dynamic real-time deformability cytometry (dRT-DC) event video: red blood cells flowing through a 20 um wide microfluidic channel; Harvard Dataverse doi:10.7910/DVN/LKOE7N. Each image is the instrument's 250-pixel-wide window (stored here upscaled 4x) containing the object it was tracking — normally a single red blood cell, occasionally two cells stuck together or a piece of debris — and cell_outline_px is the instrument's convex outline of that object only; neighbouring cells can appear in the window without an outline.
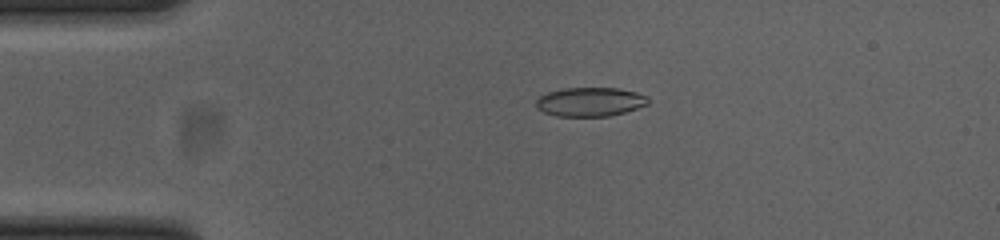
{"species": "common noctule bat (a hibernating species)", "species_latin": "Nyctalus noctula", "temperature_condition": "cold", "stored_images_in_passage": 52, "camera_frame_rate_fps": 3000, "um_per_image_px": 0.085, "animal": {"sex": "female", "body_mass_g": 23.0, "forearm_length_mm": 53.4}, "frame": {"image": 1, "passage_image": 11, "time_ms": 3.333, "image_size_px": [1000, 240], "cell_outline_px": [[648, 104], [624, 112], [608, 116], [556, 116], [544, 112], [536, 108], [536, 100], [540, 96], [548, 92], [564, 88], [616, 88], [636, 92], [648, 96]], "centroid_in_image_um": [50.14, 8.65], "position_along_channel_um": 34.9, "area_um2": 18.84}}
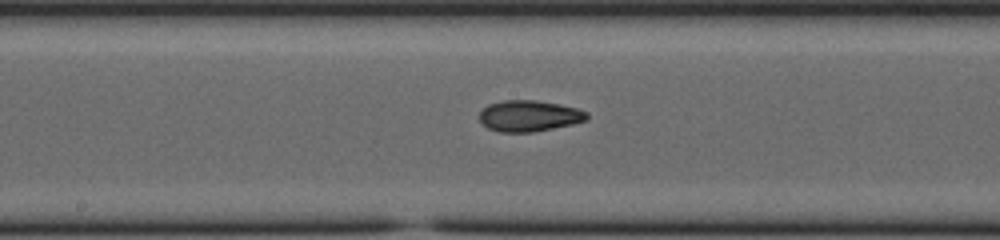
{"frame": {"image": 2, "passage_image": 27, "time_ms": 8.667, "image_size_px": [1000, 240], "cell_outline_px": [[588, 120], [572, 124], [532, 132], [500, 132], [488, 128], [480, 120], [480, 112], [488, 104], [504, 100], [536, 100], [560, 104], [576, 108], [588, 112]], "centroid_in_image_um": [44.99, 9.84], "position_along_channel_um": 203.2, "area_um2": 19.42}}
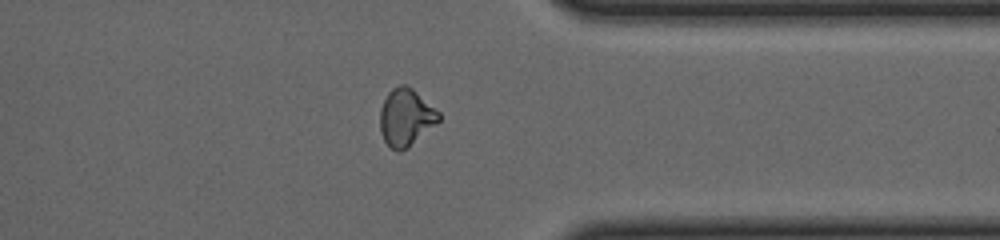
{"frame": {"image": 3, "passage_image": 41, "time_ms": 13.333, "image_size_px": [1000, 240], "cell_outline_px": [[440, 120], [436, 124], [400, 152], [396, 152], [384, 140], [380, 132], [380, 108], [388, 92], [392, 88], [400, 84], [404, 84], [412, 88], [440, 112]], "centroid_in_image_um": [34.48, 9.95], "position_along_channel_um": 376.9, "area_um2": 19.42}, "authors_computed_cell_mechanics": {"area_um2": 18.9873, "velocity_mm_per_s": 3.8688, "shape_relaxation_time_tau1_ms": 5.6416, "shape_relaxation_time_tau2_ms": 3.0699, "deformation_change_tau1": 0.1789, "deformation_change_tau2": 0.0903}}